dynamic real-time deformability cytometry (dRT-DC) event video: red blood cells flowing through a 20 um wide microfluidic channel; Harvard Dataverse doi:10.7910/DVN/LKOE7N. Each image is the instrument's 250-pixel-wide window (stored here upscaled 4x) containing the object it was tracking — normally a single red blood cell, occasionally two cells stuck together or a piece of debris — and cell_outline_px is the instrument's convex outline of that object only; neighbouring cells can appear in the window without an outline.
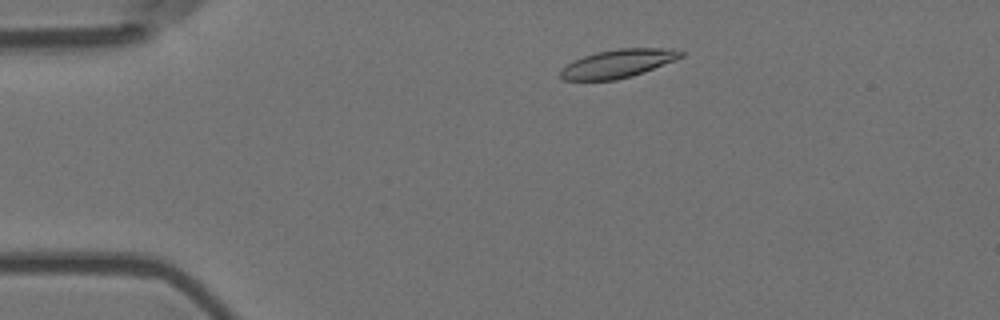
{"species": "Egyptian fruit bat (a non-hibernating species)", "species_latin": "Rousettus aegyptiacus", "temperature_condition": "room temperature", "stored_images_in_passage": 51, "camera_frame_rate_fps": 3000, "um_per_image_px": 0.085, "animal": {"sex": "female"}, "frame": {"image": 1, "passage_image": 6, "time_ms": 1.667, "image_size_px": [1000, 320], "cell_outline_px": [[684, 56], [676, 60], [644, 72], [632, 76], [616, 80], [564, 80], [560, 76], [560, 72], [568, 64], [584, 56], [596, 52], [620, 48], [672, 48], [684, 52]], "centroid_in_image_um": [52.59, 5.4], "position_along_channel_um": 32.4, "area_um2": 19.77}}
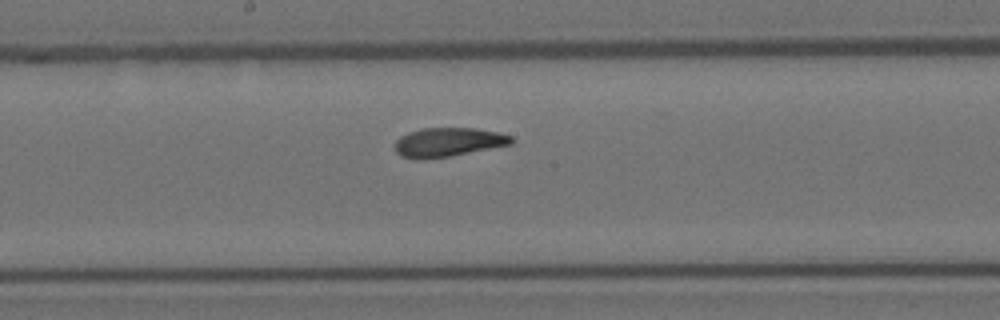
{"frame": {"image": 2, "passage_image": 25, "time_ms": 8.0, "image_size_px": [1000, 320], "cell_outline_px": [[516, 140], [512, 144], [452, 156], [424, 160], [416, 160], [400, 156], [396, 152], [396, 140], [400, 136], [408, 132], [420, 128], [476, 128], [500, 132], [512, 136]], "centroid_in_image_um": [38.11, 12.09], "position_along_channel_um": 210.1, "area_um2": 20.11}}
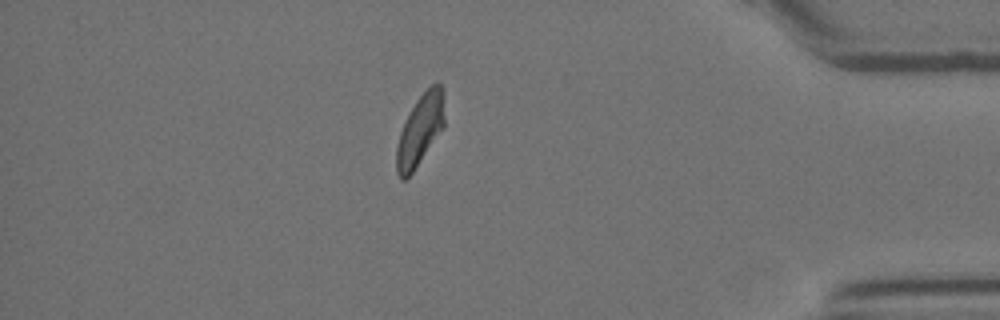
{"frame": {"image": 3, "passage_image": 44, "time_ms": 14.333, "image_size_px": [1000, 320], "cell_outline_px": [[444, 128], [412, 172], [404, 180], [400, 180], [396, 172], [396, 148], [400, 132], [404, 120], [416, 100], [432, 84], [440, 84], [444, 88]], "centroid_in_image_um": [35.71, 11.04], "position_along_channel_um": 399.5, "area_um2": 19.94}, "authors_computed_cell_mechanics": {"area_um2": 20.1722, "velocity_mm_per_s": 3.5739, "shape_relaxation_time_tau1_ms": 4.7113, "shape_relaxation_time_tau2_ms": 1.6358, "deformation_change_tau1": 0.1572, "deformation_change_tau2": 0.0799}}